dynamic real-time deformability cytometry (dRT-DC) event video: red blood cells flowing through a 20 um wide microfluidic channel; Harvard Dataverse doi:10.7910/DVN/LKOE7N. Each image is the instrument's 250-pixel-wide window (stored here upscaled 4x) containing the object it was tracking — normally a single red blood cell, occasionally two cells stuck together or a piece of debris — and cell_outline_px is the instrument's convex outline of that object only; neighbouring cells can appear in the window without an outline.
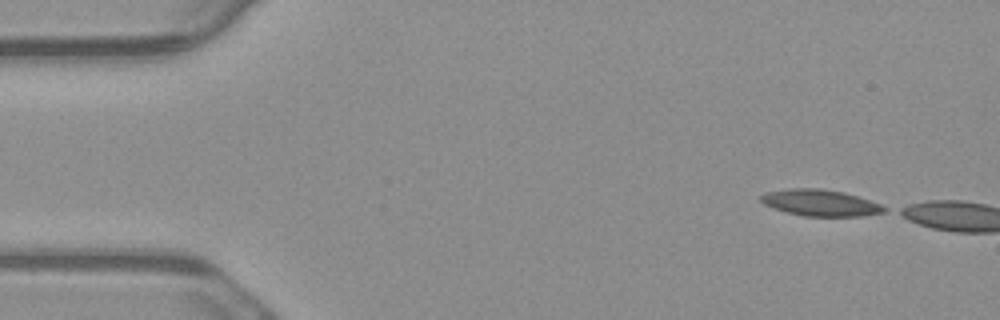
{"species": "common noctule bat (a hibernating species)", "species_latin": "Nyctalus noctula", "temperature_condition": "warm", "stored_images_in_passage": 2, "camera_frame_rate_fps": 3000, "um_per_image_px": 0.085, "animal": {"sex": "male", "body_mass_g": 23.1, "forearm_length_mm": 52.7}, "frame": {"image": 1, "passage_image": 1, "time_ms": 0.0, "image_size_px": [1000, 320], "cell_outline_px": [[888, 212], [860, 216], [804, 216], [788, 212], [764, 204], [760, 200], [760, 196], [764, 192], [788, 188], [820, 188], [844, 192], [880, 204], [888, 208]], "centroid_in_image_um": [69.74, 17.23], "position_along_channel_um": 15.3, "area_um2": 18.96}}